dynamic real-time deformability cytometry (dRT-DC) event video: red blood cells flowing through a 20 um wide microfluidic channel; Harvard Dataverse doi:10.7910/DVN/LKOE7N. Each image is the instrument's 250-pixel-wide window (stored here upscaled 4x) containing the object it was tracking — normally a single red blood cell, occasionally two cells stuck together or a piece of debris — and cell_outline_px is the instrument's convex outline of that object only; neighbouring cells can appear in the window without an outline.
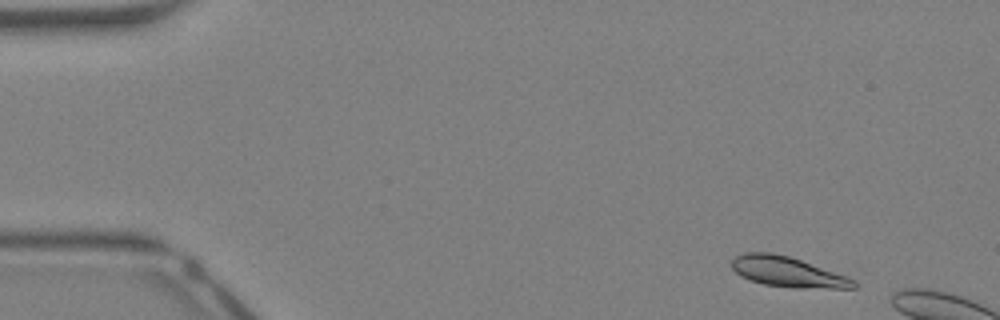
{"species": "Egyptian fruit bat (a non-hibernating species)", "species_latin": "Rousettus aegyptiacus", "temperature_condition": "warm", "stored_images_in_passage": 6, "camera_frame_rate_fps": 3000, "um_per_image_px": 0.085, "animal": {"sex": "female"}, "frame": {"image": 1, "passage_image": 2, "time_ms": 0.333, "image_size_px": [1000, 320], "cell_outline_px": [[856, 288], [796, 288], [764, 284], [740, 276], [732, 268], [732, 260], [736, 256], [744, 252], [772, 252], [788, 256], [848, 276], [856, 280]], "centroid_in_image_um": [66.96, 23.11], "position_along_channel_um": 18.0, "area_um2": 21.39}}